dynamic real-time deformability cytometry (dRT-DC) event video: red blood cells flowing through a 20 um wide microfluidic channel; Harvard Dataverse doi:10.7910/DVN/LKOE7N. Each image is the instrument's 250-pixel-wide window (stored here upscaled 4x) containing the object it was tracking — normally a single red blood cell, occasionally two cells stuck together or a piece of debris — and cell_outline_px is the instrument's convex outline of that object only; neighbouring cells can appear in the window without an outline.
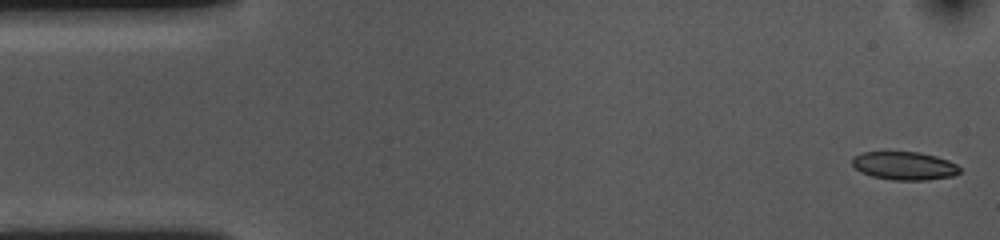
{"species": "common noctule bat (a hibernating species)", "species_latin": "Nyctalus noctula", "temperature_condition": "cold", "stored_images_in_passage": 55, "camera_frame_rate_fps": 3000, "um_per_image_px": 0.085, "animal": {"sex": "female", "body_mass_g": 10.0, "forearm_length_mm": 53.1}, "frame": {"image": 1, "passage_image": 1, "time_ms": 0.0, "image_size_px": [1000, 240], "cell_outline_px": [[960, 172], [952, 176], [928, 180], [892, 180], [872, 176], [860, 172], [852, 164], [852, 156], [864, 152], [920, 152], [936, 156], [948, 160], [956, 164], [960, 168]], "centroid_in_image_um": [76.86, 14.09], "position_along_channel_um": 8.1, "area_um2": 17.74}}
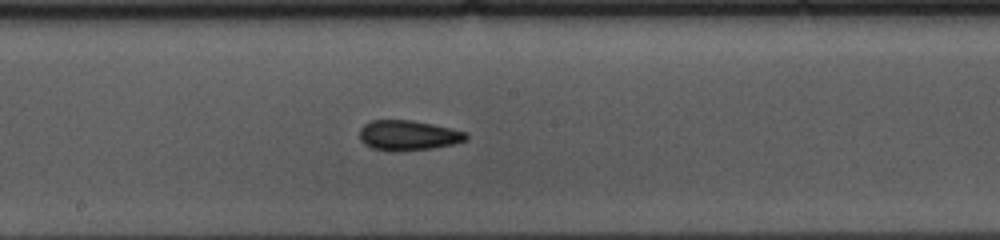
{"frame": {"image": 2, "passage_image": 27, "time_ms": 8.667, "image_size_px": [1000, 240], "cell_outline_px": [[468, 140], [452, 144], [432, 148], [396, 152], [372, 148], [364, 144], [360, 140], [360, 128], [364, 124], [372, 120], [412, 120], [432, 124], [468, 132]], "centroid_in_image_um": [34.7, 11.51], "position_along_channel_um": 213.5, "area_um2": 18.79}}
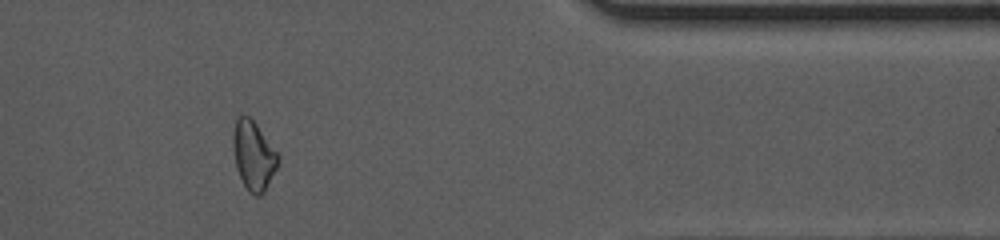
{"frame": {"image": 3, "passage_image": 44, "time_ms": 14.333, "image_size_px": [1000, 240], "cell_outline_px": [[280, 160], [264, 192], [260, 196], [256, 196], [248, 192], [236, 168], [232, 148], [232, 132], [236, 120], [240, 116], [248, 116], [256, 124], [280, 156]], "centroid_in_image_um": [21.53, 13.23], "position_along_channel_um": 389.9, "area_um2": 18.03}, "authors_computed_cell_mechanics": {"area_um2": 18.5538, "velocity_mm_per_s": 3.6144, "shape_relaxation_time_tau1_ms": null, "shape_relaxation_time_tau2_ms": 4.5252, "deformation_change_tau1": null, "deformation_change_tau2": 0.1072}}